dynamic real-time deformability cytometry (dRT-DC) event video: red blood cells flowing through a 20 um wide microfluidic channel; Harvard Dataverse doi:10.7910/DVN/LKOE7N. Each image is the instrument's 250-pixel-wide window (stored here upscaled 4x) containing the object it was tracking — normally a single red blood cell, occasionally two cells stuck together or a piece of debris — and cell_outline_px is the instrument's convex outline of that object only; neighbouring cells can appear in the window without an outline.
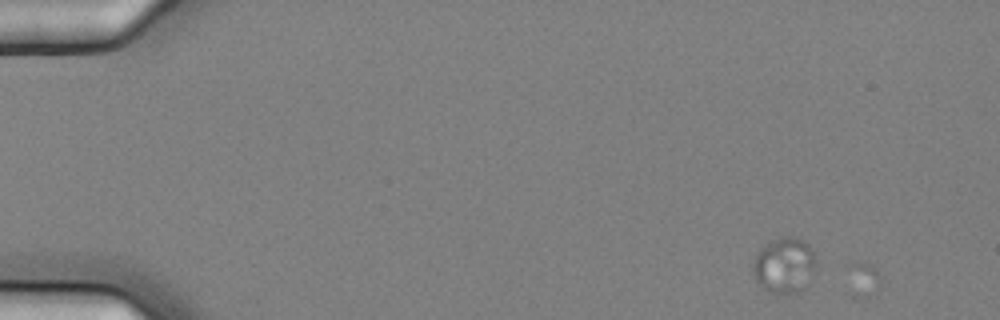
{"species": "common noctule bat (a hibernating species)", "species_latin": "Nyctalus noctula", "temperature_condition": "cold", "stored_images_in_passage": 3, "camera_frame_rate_fps": 3000, "um_per_image_px": 0.085, "animal": {"sex": "female", "body_mass_g": 25.1}, "frame": {"image": 1, "passage_image": 2, "time_ms": 0.333, "image_size_px": [1000, 320], "cell_outline_px": [[816, 268], [808, 288], [796, 292], [776, 296], [764, 288], [756, 280], [752, 268], [752, 264], [756, 256], [772, 240], [784, 236], [792, 236], [808, 244], [816, 260]], "centroid_in_image_um": [66.71, 22.61], "position_along_channel_um": 18.3, "area_um2": 20.58}}